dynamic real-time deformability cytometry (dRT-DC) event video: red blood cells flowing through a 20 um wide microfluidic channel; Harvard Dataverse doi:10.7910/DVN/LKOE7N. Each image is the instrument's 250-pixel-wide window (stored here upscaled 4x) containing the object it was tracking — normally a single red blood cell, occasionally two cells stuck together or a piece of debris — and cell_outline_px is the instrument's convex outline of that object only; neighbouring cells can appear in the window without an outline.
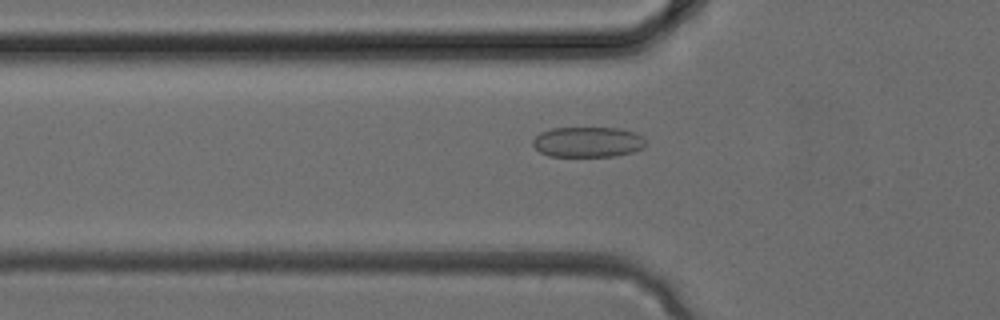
{"species": "common noctule bat (a hibernating species)", "species_latin": "Nyctalus noctula", "temperature_condition": "cold", "stored_images_in_passage": 34, "camera_frame_rate_fps": 3000, "um_per_image_px": 0.085, "animal": {"sex": "female", "body_mass_g": 24.6, "forearm_length_mm": 56.2}, "frame": {"image": 1, "passage_image": 11, "time_ms": 3.333, "image_size_px": [1000, 320], "cell_outline_px": [[644, 148], [632, 152], [616, 156], [548, 156], [540, 152], [532, 144], [532, 140], [540, 132], [552, 128], [620, 128], [636, 132], [644, 140]], "centroid_in_image_um": [49.95, 12.07], "position_along_channel_um": 75.9, "area_um2": 20.0}}
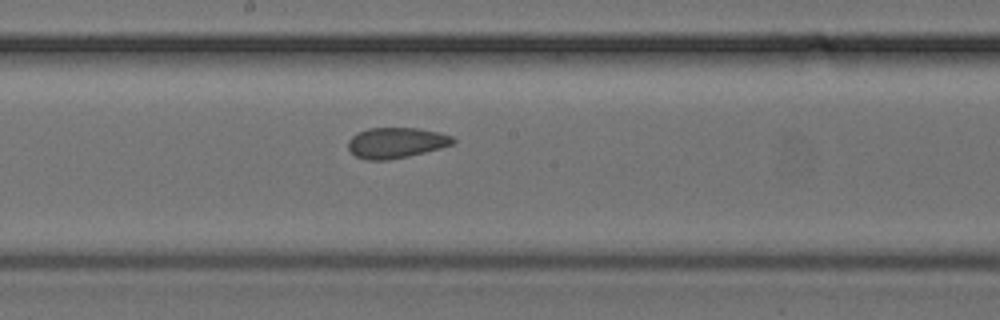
{"frame": {"image": 2, "passage_image": 18, "time_ms": 5.667, "image_size_px": [1000, 320], "cell_outline_px": [[456, 140], [452, 144], [440, 148], [408, 156], [388, 160], [364, 160], [356, 156], [348, 148], [348, 140], [352, 136], [368, 128], [416, 128], [436, 132], [452, 136]], "centroid_in_image_um": [33.64, 12.14], "position_along_channel_um": 214.6, "area_um2": 18.5}}
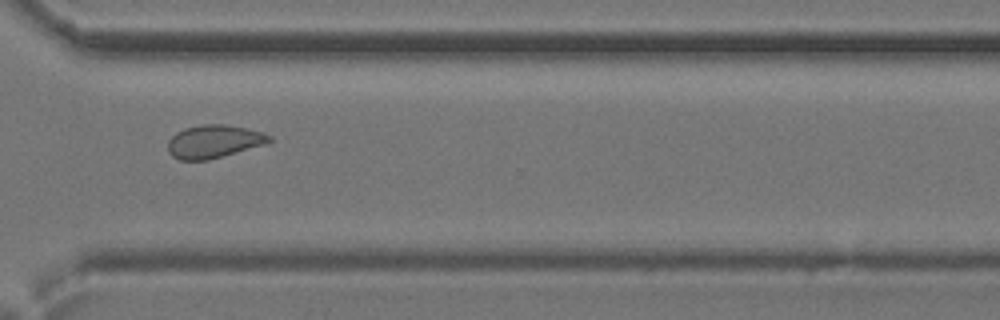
{"frame": {"image": 3, "passage_image": 25, "time_ms": 8.0, "image_size_px": [1000, 320], "cell_outline_px": [[272, 140], [268, 144], [208, 160], [180, 160], [172, 156], [168, 152], [168, 140], [176, 132], [184, 128], [204, 124], [224, 124], [264, 132], [272, 136]], "centroid_in_image_um": [18.2, 12.03], "position_along_channel_um": 352.4, "area_um2": 19.71}}